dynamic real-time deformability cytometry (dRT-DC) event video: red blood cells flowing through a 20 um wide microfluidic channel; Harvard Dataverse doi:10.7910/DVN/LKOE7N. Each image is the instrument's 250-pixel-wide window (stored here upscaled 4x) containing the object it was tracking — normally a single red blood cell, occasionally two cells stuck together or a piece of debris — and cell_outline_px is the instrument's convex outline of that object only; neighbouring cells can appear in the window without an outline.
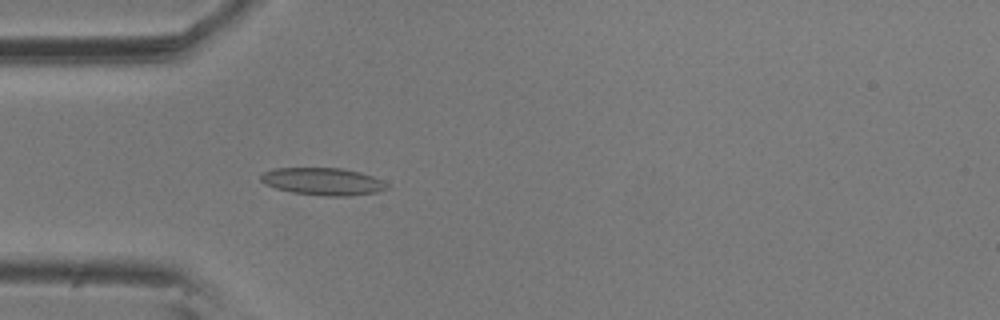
{"species": "common noctule bat (a hibernating species)", "species_latin": "Nyctalus noctula", "temperature_condition": "room temperature", "stored_images_in_passage": 3, "camera_frame_rate_fps": 3000, "um_per_image_px": 0.085, "animal": {"sex": "male", "body_mass_g": 20.5, "forearm_length_mm": 52.5}, "frame": {"image": 1, "passage_image": 3, "time_ms": 0.667, "image_size_px": [1000, 320], "cell_outline_px": [[388, 188], [376, 192], [352, 196], [324, 196], [292, 192], [276, 188], [264, 184], [260, 180], [260, 176], [264, 172], [276, 168], [340, 168], [360, 172], [372, 176], [388, 184]], "centroid_in_image_um": [27.44, 15.43], "position_along_channel_um": 57.6, "area_um2": 20.06}}